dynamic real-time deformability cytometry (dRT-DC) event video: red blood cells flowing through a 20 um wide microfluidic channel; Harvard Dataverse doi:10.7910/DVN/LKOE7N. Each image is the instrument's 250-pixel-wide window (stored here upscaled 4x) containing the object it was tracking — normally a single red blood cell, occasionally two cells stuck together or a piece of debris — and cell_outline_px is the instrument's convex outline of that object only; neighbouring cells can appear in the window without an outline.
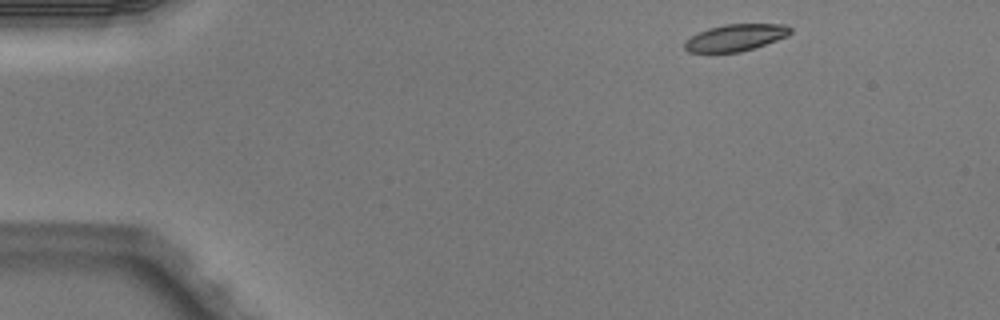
{"species": "Egyptian fruit bat (a non-hibernating species)", "species_latin": "Rousettus aegyptiacus", "temperature_condition": "warm", "stored_images_in_passage": 4, "camera_frame_rate_fps": 3000, "um_per_image_px": 0.085, "animal": {"sex": "male"}, "frame": {"image": 1, "passage_image": 1, "time_ms": 0.0, "image_size_px": [1000, 320], "cell_outline_px": [[792, 32], [788, 36], [740, 52], [688, 52], [684, 48], [684, 40], [708, 28], [724, 24], [788, 24], [792, 28]], "centroid_in_image_um": [62.53, 3.18], "position_along_channel_um": 22.5, "area_um2": 16.47}}
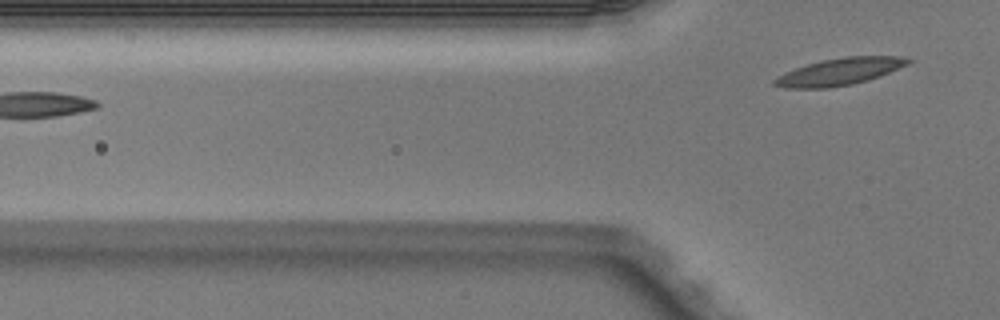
{"frame": {"image": 2, "passage_image": 4, "time_ms": 1.0, "image_size_px": [1000, 320], "cell_outline_px": [[912, 60], [908, 64], [868, 80], [852, 84], [828, 88], [784, 88], [772, 84], [772, 80], [776, 76], [784, 72], [808, 64], [824, 60], [844, 56], [896, 56]], "centroid_in_image_um": [71.29, 6.1], "position_along_channel_um": 54.5, "area_um2": 20.81}}